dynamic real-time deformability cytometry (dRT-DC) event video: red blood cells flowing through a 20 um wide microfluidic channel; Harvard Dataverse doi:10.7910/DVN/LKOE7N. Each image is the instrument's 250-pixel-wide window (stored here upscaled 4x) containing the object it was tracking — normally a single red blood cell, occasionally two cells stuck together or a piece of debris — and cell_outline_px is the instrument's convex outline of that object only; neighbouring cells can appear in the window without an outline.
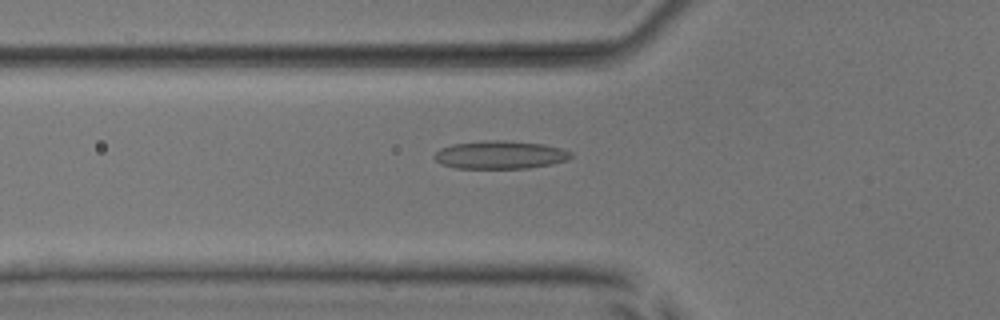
{"species": "common noctule bat (a hibernating species)", "species_latin": "Nyctalus noctula", "temperature_condition": "room temperature", "stored_images_in_passage": 52, "camera_frame_rate_fps": 3000, "um_per_image_px": 0.085, "animal": {"sex": "male", "body_mass_g": 17.9, "forearm_length_mm": 54.2}, "frame": {"image": 1, "passage_image": 19, "time_ms": 6.0, "image_size_px": [1000, 320], "cell_outline_px": [[572, 156], [568, 160], [552, 164], [528, 168], [456, 168], [440, 164], [432, 156], [440, 148], [452, 144], [480, 140], [504, 140], [544, 144], [560, 148], [572, 152]], "centroid_in_image_um": [42.49, 13.15], "position_along_channel_um": 83.3, "area_um2": 22.54}}
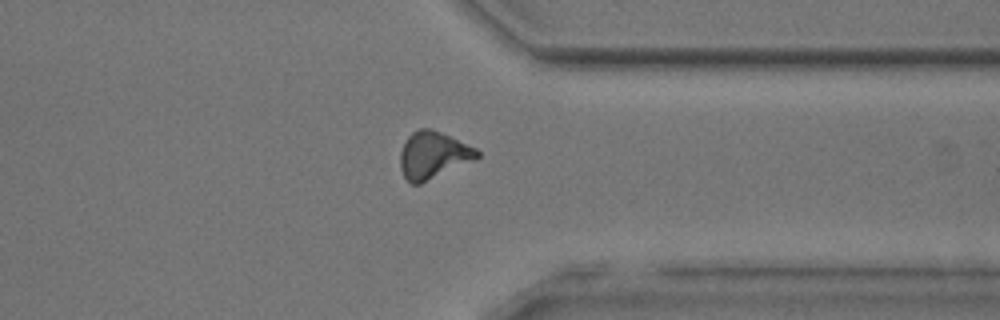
{"frame": {"image": 2, "passage_image": 41, "time_ms": 13.333, "image_size_px": [1000, 320], "cell_outline_px": [[480, 156], [420, 184], [412, 184], [404, 176], [400, 168], [400, 152], [404, 140], [412, 132], [420, 128], [432, 128], [476, 148], [480, 152]], "centroid_in_image_um": [36.77, 13.16], "position_along_channel_um": 374.6, "area_um2": 20.81}}
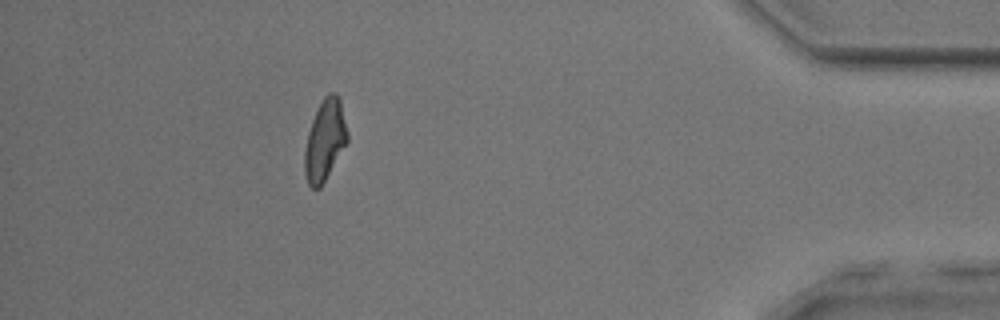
{"frame": {"image": 3, "passage_image": 47, "time_ms": 15.333, "image_size_px": [1000, 320], "cell_outline_px": [[348, 140], [320, 188], [312, 188], [308, 184], [304, 172], [304, 152], [308, 132], [312, 120], [324, 96], [328, 92], [336, 92], [340, 100], [348, 132]], "centroid_in_image_um": [27.61, 11.91], "position_along_channel_um": 407.6, "area_um2": 19.94}, "authors_computed_cell_mechanics": {"area_um2": 20.808, "velocity_mm_per_s": 4.0083, "shape_relaxation_time_tau1_ms": 6.9823, "shape_relaxation_time_tau2_ms": 2.038, "deformation_change_tau1": 0.2118, "deformation_change_tau2": 0.1045}}